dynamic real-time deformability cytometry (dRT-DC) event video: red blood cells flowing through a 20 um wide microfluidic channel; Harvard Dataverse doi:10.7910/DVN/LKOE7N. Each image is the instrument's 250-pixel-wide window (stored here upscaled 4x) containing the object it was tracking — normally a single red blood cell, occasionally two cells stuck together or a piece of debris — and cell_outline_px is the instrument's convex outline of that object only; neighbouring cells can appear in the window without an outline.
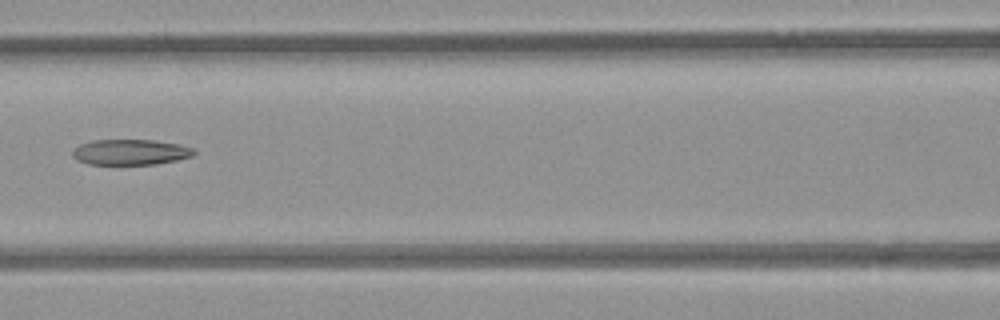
{"species": "common noctule bat (a hibernating species)", "species_latin": "Nyctalus noctula", "temperature_condition": "room temperature", "stored_images_in_passage": 8, "camera_frame_rate_fps": 3000, "um_per_image_px": 0.085, "animal": {"sex": "female", "body_mass_g": 21.9}, "frame": {"image": 1, "passage_image": 7, "time_ms": 2.0, "image_size_px": [1000, 320], "cell_outline_px": [[196, 152], [192, 156], [176, 160], [156, 164], [88, 164], [76, 160], [72, 156], [72, 152], [80, 144], [92, 140], [152, 140], [180, 144], [192, 148]], "centroid_in_image_um": [11.07, 12.93], "position_along_channel_um": 155.5, "area_um2": 18.03}}
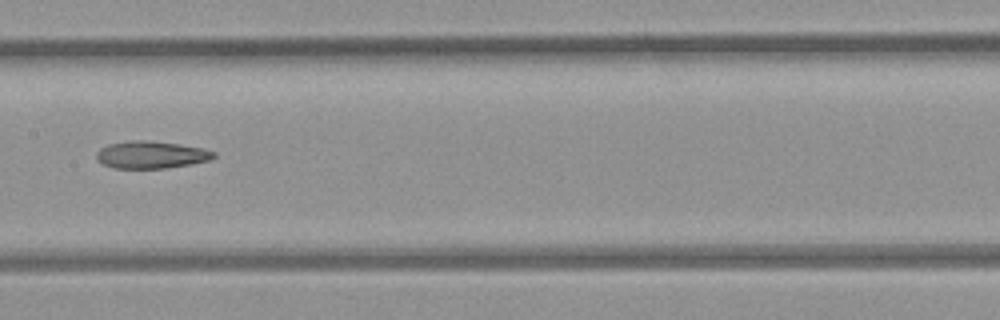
{"frame": {"image": 2, "passage_image": 8, "time_ms": 2.333, "image_size_px": [1000, 320], "cell_outline_px": [[216, 156], [208, 160], [188, 164], [164, 168], [112, 168], [96, 160], [96, 152], [100, 148], [108, 144], [128, 140], [152, 140], [204, 148], [216, 152]], "centroid_in_image_um": [12.81, 13.14], "position_along_channel_um": 194.6, "area_um2": 18.73}}